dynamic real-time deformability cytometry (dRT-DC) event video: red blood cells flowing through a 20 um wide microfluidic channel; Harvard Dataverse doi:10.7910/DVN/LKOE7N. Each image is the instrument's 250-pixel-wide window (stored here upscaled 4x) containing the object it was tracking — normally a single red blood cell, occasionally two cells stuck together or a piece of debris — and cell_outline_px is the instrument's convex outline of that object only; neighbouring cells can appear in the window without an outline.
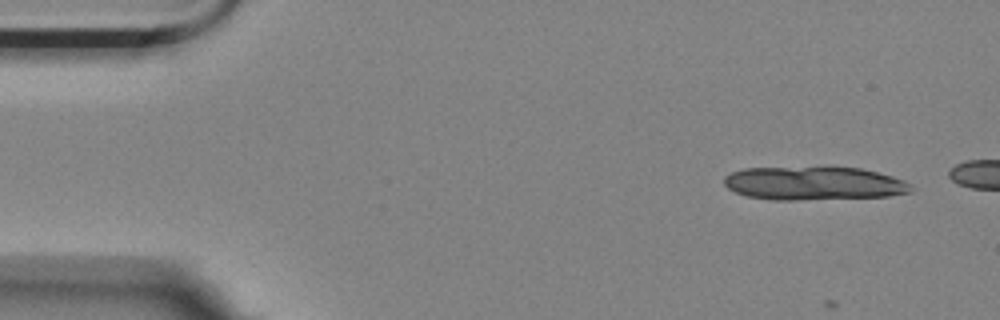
{"species": "Egyptian fruit bat (a non-hibernating species)", "species_latin": "Rousettus aegyptiacus", "temperature_condition": "room temperature", "stored_images_in_passage": 4, "camera_frame_rate_fps": 3000, "um_per_image_px": 0.085, "animal": {"sex": "female"}, "frame": {"image": 1, "passage_image": 1, "time_ms": 0.0, "image_size_px": [1000, 320], "cell_outline_px": [[912, 192], [888, 196], [792, 200], [772, 200], [748, 196], [736, 192], [728, 188], [724, 184], [724, 176], [732, 172], [744, 168], [828, 164], [860, 168], [892, 176], [904, 180], [912, 184]], "centroid_in_image_um": [69.17, 15.53], "position_along_channel_um": 15.8, "area_um2": 37.74}}